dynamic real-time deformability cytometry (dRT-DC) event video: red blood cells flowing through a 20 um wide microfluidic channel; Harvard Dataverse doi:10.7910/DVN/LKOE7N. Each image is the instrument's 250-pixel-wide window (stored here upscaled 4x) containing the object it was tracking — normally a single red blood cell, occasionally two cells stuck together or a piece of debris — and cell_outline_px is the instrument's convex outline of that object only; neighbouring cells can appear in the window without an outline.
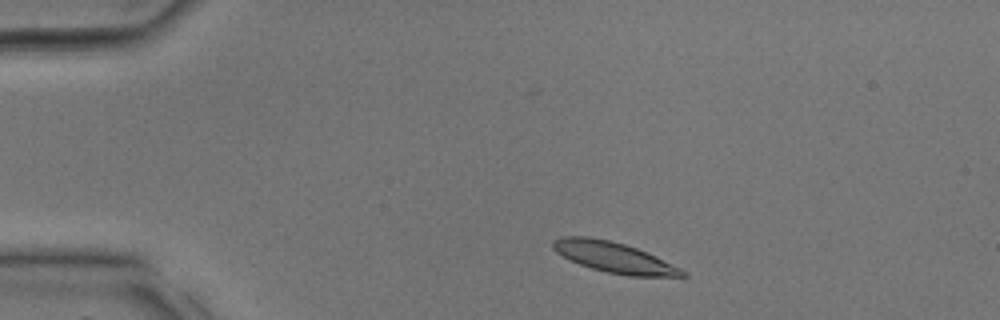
{"species": "common noctule bat (a hibernating species)", "species_latin": "Nyctalus noctula", "temperature_condition": "room temperature", "stored_images_in_passage": 29, "camera_frame_rate_fps": 3000, "um_per_image_px": 0.085, "animal": {"sex": "male", "body_mass_g": 17.9, "forearm_length_mm": 54.2}, "frame": {"image": 1, "passage_image": 3, "time_ms": 0.667, "image_size_px": [1000, 320], "cell_outline_px": [[688, 276], [628, 276], [604, 272], [580, 264], [556, 252], [552, 248], [552, 240], [564, 236], [588, 236], [608, 240], [624, 244], [636, 248], [680, 268], [688, 272]], "centroid_in_image_um": [52.16, 21.87], "position_along_channel_um": 32.8, "area_um2": 22.72}}
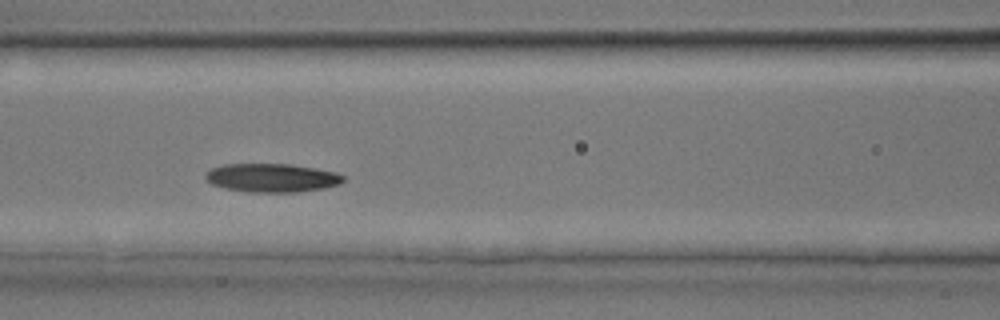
{"frame": {"image": 2, "passage_image": 11, "time_ms": 3.333, "image_size_px": [1000, 320], "cell_outline_px": [[344, 180], [340, 184], [324, 188], [296, 192], [248, 192], [224, 188], [212, 184], [204, 176], [212, 168], [224, 164], [292, 164], [316, 168], [336, 172], [344, 176]], "centroid_in_image_um": [23.13, 15.11], "position_along_channel_um": 143.5, "area_um2": 22.95}}
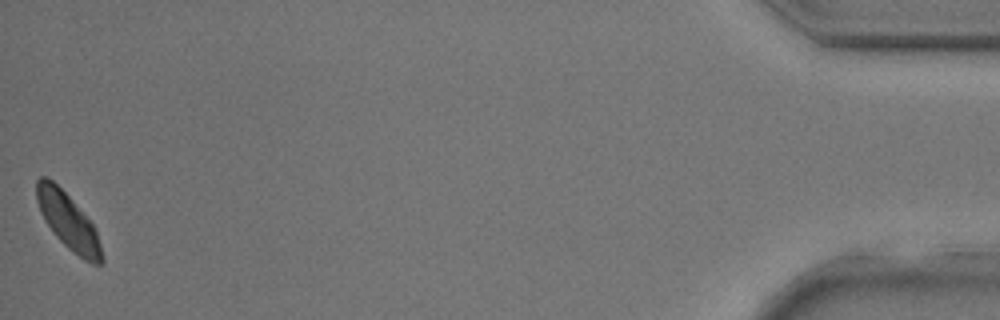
{"frame": {"image": 3, "passage_image": 29, "time_ms": 9.333, "image_size_px": [1000, 320], "cell_outline_px": [[104, 264], [92, 264], [84, 260], [68, 248], [52, 232], [44, 220], [40, 212], [36, 200], [36, 180], [40, 176], [48, 176], [72, 200], [92, 224], [96, 232], [100, 244], [104, 260]], "centroid_in_image_um": [5.76, 18.81], "position_along_channel_um": 429.4, "area_um2": 21.1}}